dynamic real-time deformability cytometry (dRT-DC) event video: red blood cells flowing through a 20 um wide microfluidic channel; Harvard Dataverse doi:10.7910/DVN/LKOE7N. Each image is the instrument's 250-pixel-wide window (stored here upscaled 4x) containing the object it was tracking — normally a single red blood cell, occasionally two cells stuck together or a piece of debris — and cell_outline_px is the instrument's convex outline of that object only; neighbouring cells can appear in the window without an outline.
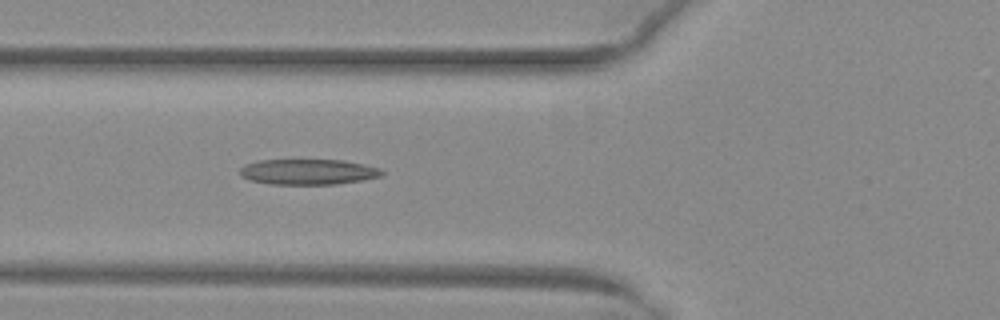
{"species": "common noctule bat (a hibernating species)", "species_latin": "Nyctalus noctula", "temperature_condition": "warm", "stored_images_in_passage": 38, "camera_frame_rate_fps": 3000, "um_per_image_px": 0.085, "animal": {"sex": "female", "body_mass_g": 29.2, "forearm_length_mm": 56.3}, "frame": {"image": 1, "passage_image": 6, "time_ms": 1.667, "image_size_px": [1000, 320], "cell_outline_px": [[384, 176], [336, 184], [272, 184], [248, 180], [240, 176], [240, 168], [244, 164], [256, 160], [344, 160], [364, 164], [380, 168], [384, 172]], "centroid_in_image_um": [26.17, 14.6], "position_along_channel_um": 99.6, "area_um2": 21.27}}
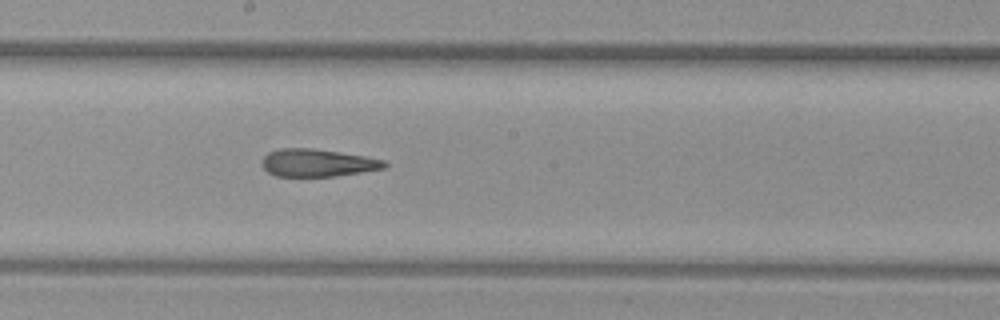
{"frame": {"image": 2, "passage_image": 15, "time_ms": 4.667, "image_size_px": [1000, 320], "cell_outline_px": [[388, 164], [384, 168], [336, 176], [276, 176], [268, 172], [260, 164], [264, 156], [268, 152], [280, 148], [312, 148], [340, 152], [364, 156], [384, 160]], "centroid_in_image_um": [26.95, 13.83], "position_along_channel_um": 221.2, "area_um2": 19.65}}
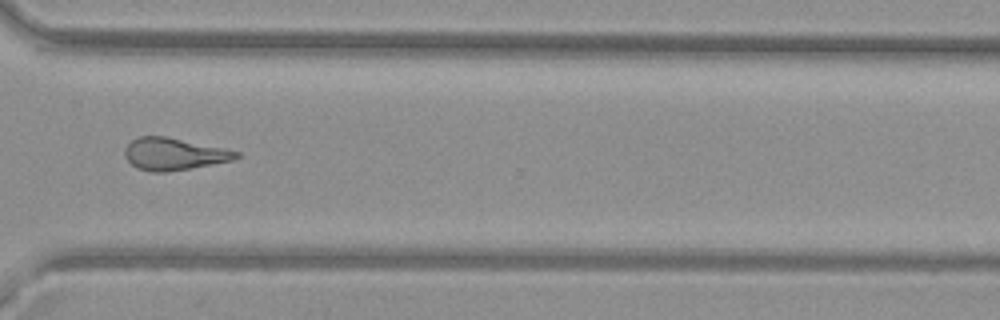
{"frame": {"image": 3, "passage_image": 25, "time_ms": 8.0, "image_size_px": [1000, 320], "cell_outline_px": [[240, 156], [232, 160], [192, 168], [168, 172], [152, 172], [136, 168], [124, 156], [124, 148], [132, 140], [140, 136], [164, 136], [224, 148], [240, 152]], "centroid_in_image_um": [14.76, 13.1], "position_along_channel_um": 355.8, "area_um2": 20.81}, "authors_computed_cell_mechanics": {"area_um2": 21.0681, "velocity_mm_per_s": 4.0497, "shape_relaxation_time_tau1_ms": null, "shape_relaxation_time_tau2_ms": 3.1316, "deformation_change_tau1": null, "deformation_change_tau2": 0.1455}}